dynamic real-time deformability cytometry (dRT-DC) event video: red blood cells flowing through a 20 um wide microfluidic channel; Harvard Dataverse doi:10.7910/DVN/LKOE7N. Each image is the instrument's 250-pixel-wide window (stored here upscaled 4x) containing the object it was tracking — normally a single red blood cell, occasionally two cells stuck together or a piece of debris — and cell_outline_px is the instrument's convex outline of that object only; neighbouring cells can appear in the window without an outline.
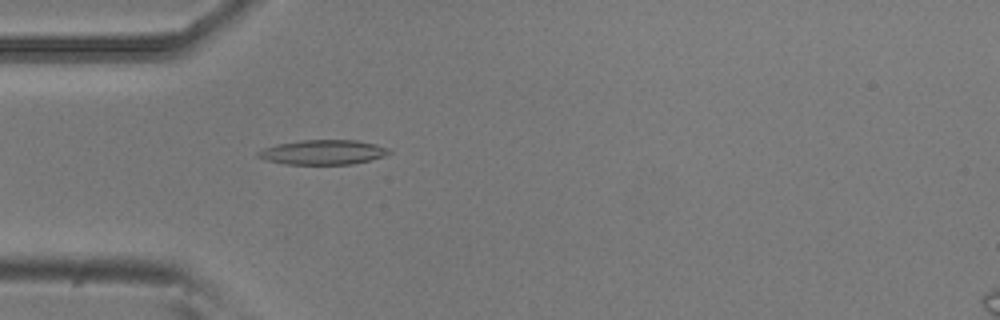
{"species": "common noctule bat (a hibernating species)", "species_latin": "Nyctalus noctula", "temperature_condition": "room temperature", "stored_images_in_passage": 52, "camera_frame_rate_fps": 3000, "um_per_image_px": 0.085, "animal": {"sex": "male", "body_mass_g": 20.5, "forearm_length_mm": 52.5}, "frame": {"image": 1, "passage_image": 15, "time_ms": 4.667, "image_size_px": [1000, 320], "cell_outline_px": [[392, 152], [384, 156], [352, 164], [284, 164], [264, 160], [256, 156], [256, 152], [264, 148], [276, 144], [300, 140], [356, 140], [376, 144], [388, 148]], "centroid_in_image_um": [27.41, 12.93], "position_along_channel_um": 57.6, "area_um2": 18.9}}
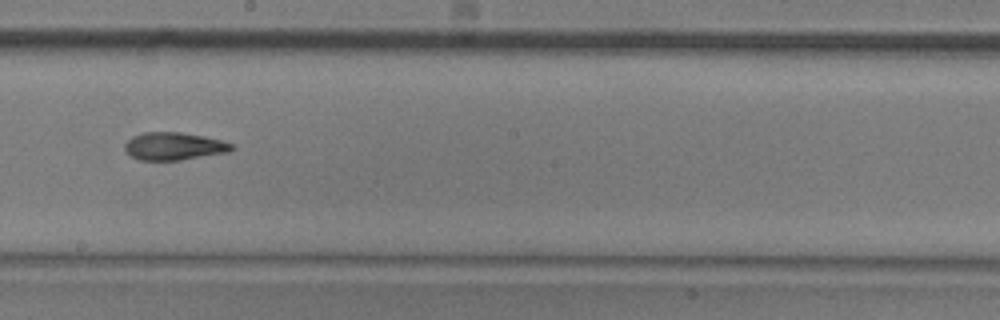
{"frame": {"image": 2, "passage_image": 29, "time_ms": 9.333, "image_size_px": [1000, 320], "cell_outline_px": [[236, 148], [228, 152], [180, 160], [140, 160], [132, 156], [124, 148], [124, 144], [132, 136], [140, 132], [180, 132], [204, 136], [220, 140], [232, 144]], "centroid_in_image_um": [14.78, 12.42], "position_along_channel_um": 233.4, "area_um2": 17.22}}
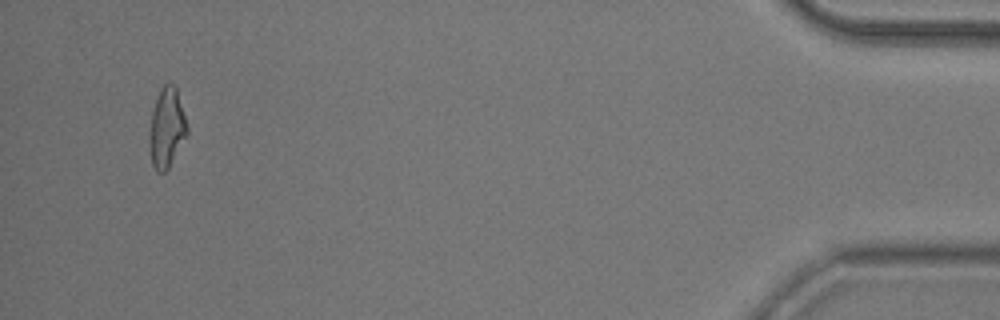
{"frame": {"image": 3, "passage_image": 50, "time_ms": 16.333, "image_size_px": [1000, 320], "cell_outline_px": [[188, 132], [168, 168], [164, 172], [156, 172], [152, 164], [148, 144], [148, 132], [152, 112], [156, 96], [160, 88], [164, 84], [172, 84], [176, 88], [188, 128]], "centroid_in_image_um": [14.13, 10.88], "position_along_channel_um": 421.1, "area_um2": 17.46}, "authors_computed_cell_mechanics": {"area_um2": 17.629, "velocity_mm_per_s": 3.8171, "shape_relaxation_time_tau1_ms": 6.5893, "shape_relaxation_time_tau2_ms": 2.5734, "deformation_change_tau1": 0.1986, "deformation_change_tau2": 0.1064}}